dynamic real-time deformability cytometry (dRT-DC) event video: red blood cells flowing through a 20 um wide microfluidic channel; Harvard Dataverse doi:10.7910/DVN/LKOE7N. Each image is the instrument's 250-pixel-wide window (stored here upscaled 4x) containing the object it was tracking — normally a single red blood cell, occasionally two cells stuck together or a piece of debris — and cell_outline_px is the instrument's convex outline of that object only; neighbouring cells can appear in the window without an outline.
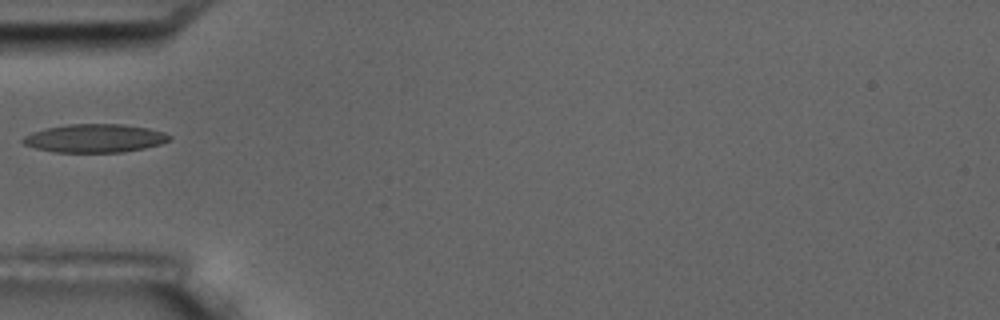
{"species": "common noctule bat (a hibernating species)", "species_latin": "Nyctalus noctula", "temperature_condition": "room temperature", "stored_images_in_passage": 2, "camera_frame_rate_fps": 3000, "um_per_image_px": 0.085, "animal": {"sex": "male", "body_mass_g": 17.5, "forearm_length_mm": 52.3}, "frame": {"image": 1, "passage_image": 1, "time_ms": 0.0, "image_size_px": [1000, 320], "cell_outline_px": [[172, 136], [168, 140], [160, 144], [144, 148], [120, 152], [56, 152], [36, 148], [24, 144], [20, 140], [24, 136], [32, 132], [48, 128], [68, 124], [124, 124], [148, 128], [164, 132]], "centroid_in_image_um": [8.06, 11.75], "position_along_channel_um": 76.9, "area_um2": 24.04}}